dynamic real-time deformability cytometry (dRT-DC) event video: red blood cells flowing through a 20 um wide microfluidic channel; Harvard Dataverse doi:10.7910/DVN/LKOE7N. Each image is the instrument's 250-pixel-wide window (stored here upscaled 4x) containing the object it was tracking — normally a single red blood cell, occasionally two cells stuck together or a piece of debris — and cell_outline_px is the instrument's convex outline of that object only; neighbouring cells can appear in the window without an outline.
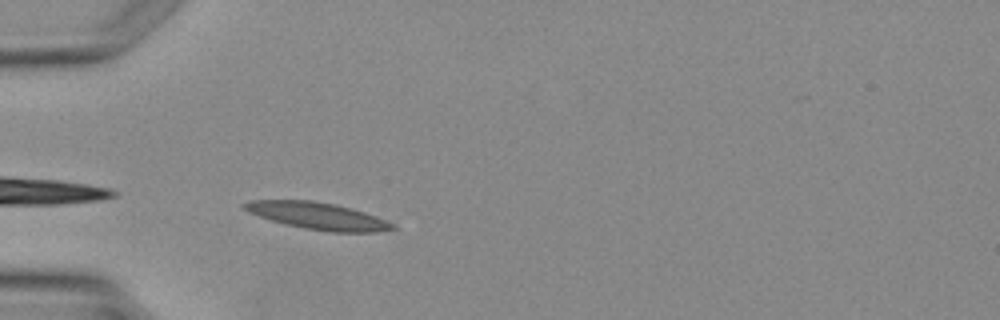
{"species": "Egyptian fruit bat (a non-hibernating species)", "species_latin": "Rousettus aegyptiacus", "temperature_condition": "warm", "stored_images_in_passage": 4, "camera_frame_rate_fps": 3000, "um_per_image_px": 0.085, "animal": {"sex": "female"}, "frame": {"image": 1, "passage_image": 4, "time_ms": 3.667, "image_size_px": [1000, 320], "cell_outline_px": [[396, 228], [376, 232], [332, 232], [304, 228], [272, 220], [260, 216], [244, 208], [240, 204], [252, 200], [312, 200], [336, 204], [352, 208], [376, 216], [396, 224]], "centroid_in_image_um": [27.07, 18.34], "position_along_channel_um": 57.9, "area_um2": 23.06}}